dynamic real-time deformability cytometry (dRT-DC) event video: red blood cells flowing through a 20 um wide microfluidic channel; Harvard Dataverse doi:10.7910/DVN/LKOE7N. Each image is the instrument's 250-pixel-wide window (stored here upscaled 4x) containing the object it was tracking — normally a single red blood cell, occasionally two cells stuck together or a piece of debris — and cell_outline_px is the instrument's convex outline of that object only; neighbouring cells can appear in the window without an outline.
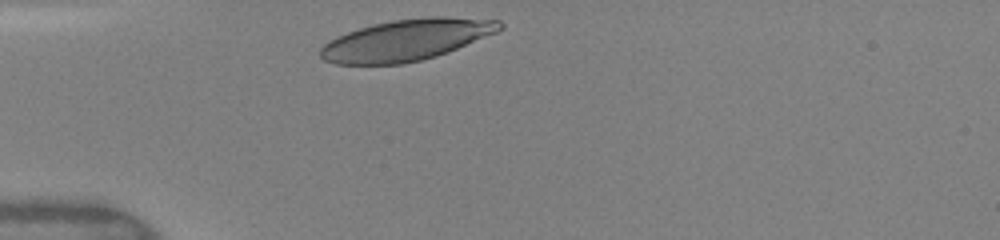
{"species": "human", "species_latin": "Homo sapiens", "temperature_condition": "warm", "stored_images_in_passage": 28, "camera_frame_rate_fps": 3000, "um_per_image_px": 0.085, "donor": {"sex": "female"}, "frame": {"image": 1, "passage_image": 1, "time_ms": 0.0, "image_size_px": [1000, 240], "cell_outline_px": [[504, 28], [496, 32], [448, 52], [436, 56], [420, 60], [400, 64], [336, 64], [324, 60], [320, 56], [320, 48], [324, 44], [336, 36], [360, 28], [392, 20], [428, 16], [444, 16], [500, 20], [504, 24]], "centroid_in_image_um": [34.56, 3.39], "position_along_channel_um": 50.4, "area_um2": 42.95}}
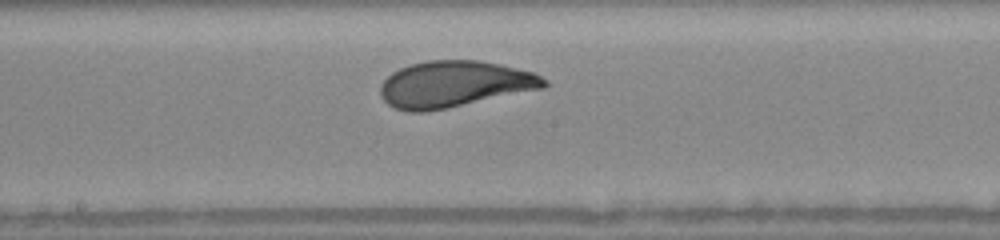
{"frame": {"image": 2, "passage_image": 14, "time_ms": 4.333, "image_size_px": [1000, 240], "cell_outline_px": [[548, 84], [544, 88], [448, 108], [424, 112], [408, 112], [396, 108], [388, 104], [380, 96], [380, 84], [392, 72], [400, 68], [412, 64], [428, 60], [480, 60], [500, 64], [532, 72], [548, 80]], "centroid_in_image_um": [38.61, 7.15], "position_along_channel_um": 209.6, "area_um2": 44.22}}
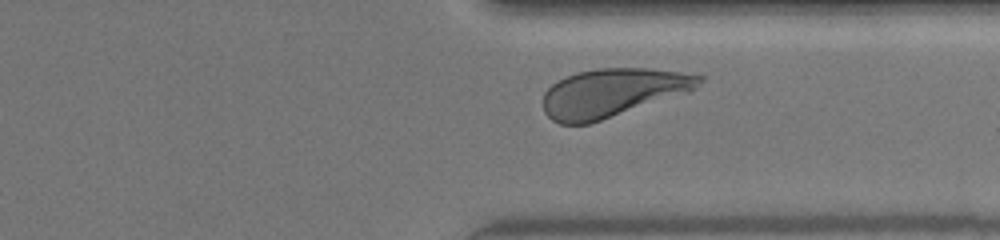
{"frame": {"image": 3, "passage_image": 25, "time_ms": 8.0, "image_size_px": [1000, 240], "cell_outline_px": [[704, 80], [688, 92], [588, 124], [560, 124], [552, 120], [544, 112], [544, 92], [552, 84], [576, 72], [596, 68], [644, 68], [680, 72], [704, 76]], "centroid_in_image_um": [52.03, 7.87], "position_along_channel_um": 359.4, "area_um2": 43.47}, "authors_computed_cell_mechanics": {"area_um2": 43.8702, "velocity_mm_per_s": 4.0815, "shape_relaxation_time_tau1_ms": 3.2455, "shape_relaxation_time_tau2_ms": null, "deformation_change_tau1": 0.1675, "deformation_change_tau2": null}}